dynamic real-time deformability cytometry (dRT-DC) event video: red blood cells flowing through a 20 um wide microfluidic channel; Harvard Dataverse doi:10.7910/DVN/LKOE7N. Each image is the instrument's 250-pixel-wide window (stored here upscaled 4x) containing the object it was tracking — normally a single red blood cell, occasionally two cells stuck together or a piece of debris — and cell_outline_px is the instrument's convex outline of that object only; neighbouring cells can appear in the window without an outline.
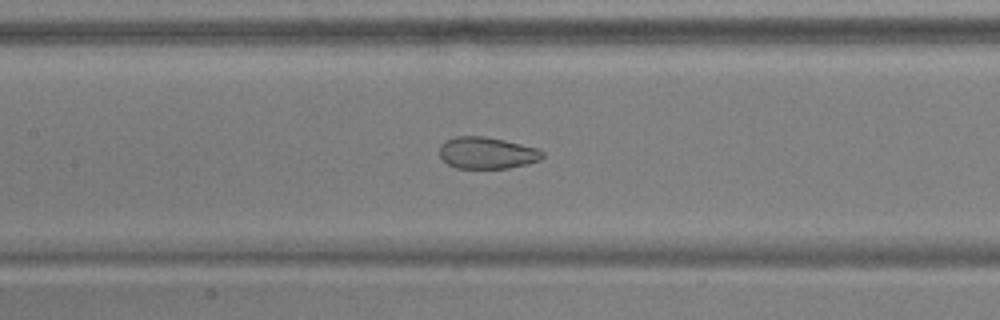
{"species": "common noctule bat (a hibernating species)", "species_latin": "Nyctalus noctula", "temperature_condition": "warm", "stored_images_in_passage": 52, "camera_frame_rate_fps": 3000, "um_per_image_px": 0.085, "animal": {"sex": "male", "body_mass_g": 17.9, "forearm_length_mm": 54.2}, "frame": {"image": 1, "passage_image": 24, "time_ms": 7.667, "image_size_px": [1000, 320], "cell_outline_px": [[544, 156], [540, 160], [528, 164], [508, 168], [456, 168], [448, 164], [440, 156], [440, 144], [456, 136], [484, 136], [504, 140], [536, 148], [544, 152]], "centroid_in_image_um": [41.4, 13.0], "position_along_channel_um": 166.0, "area_um2": 18.96}}
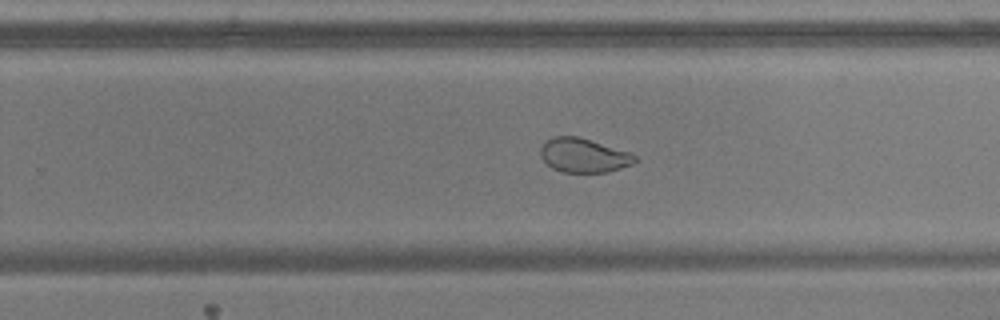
{"frame": {"image": 2, "passage_image": 33, "time_ms": 10.667, "image_size_px": [1000, 320], "cell_outline_px": [[636, 160], [632, 164], [620, 168], [604, 172], [564, 172], [552, 168], [540, 156], [540, 148], [544, 140], [552, 136], [576, 136], [632, 152], [636, 156]], "centroid_in_image_um": [49.59, 13.19], "position_along_channel_um": 280.2, "area_um2": 18.79}}
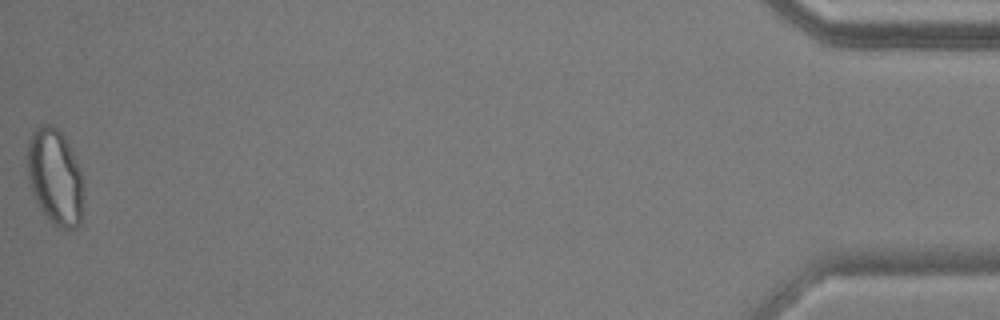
{"frame": {"image": 3, "passage_image": 52, "time_ms": 17.0, "image_size_px": [1000, 320], "cell_outline_px": [[84, 196], [80, 224], [76, 228], [60, 228], [52, 224], [48, 220], [40, 208], [32, 192], [28, 180], [28, 140], [36, 124], [52, 124], [64, 136], [72, 152], [80, 172], [84, 188]], "centroid_in_image_um": [4.68, 15.04], "position_along_channel_um": 430.5, "area_um2": 31.62}, "authors_computed_cell_mechanics": {"area_um2": 25.4898, "velocity_mm_per_s": 3.8187, "shape_relaxation_time_tau1_ms": null, "shape_relaxation_time_tau2_ms": 0.791, "deformation_change_tau1": null, "deformation_change_tau2": 0.0572}}